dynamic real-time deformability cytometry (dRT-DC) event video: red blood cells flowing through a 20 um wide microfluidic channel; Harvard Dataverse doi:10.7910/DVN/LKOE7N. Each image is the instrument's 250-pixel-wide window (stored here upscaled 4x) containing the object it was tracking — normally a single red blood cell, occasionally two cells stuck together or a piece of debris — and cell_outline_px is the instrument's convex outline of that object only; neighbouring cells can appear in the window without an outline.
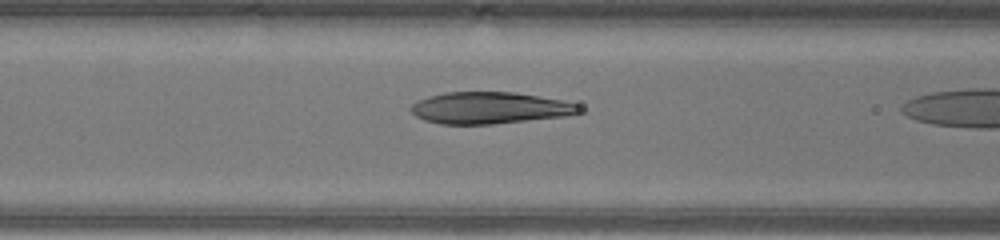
{"species": "human", "species_latin": "Homo sapiens", "temperature_condition": "warm", "stored_images_in_passage": 10, "camera_frame_rate_fps": 3000, "um_per_image_px": 0.085, "donor": {"sex": "male"}, "frame": {"image": 1, "passage_image": 6, "time_ms": 1.667, "image_size_px": [1000, 240], "cell_outline_px": [[584, 112], [568, 116], [492, 124], [440, 124], [424, 120], [416, 116], [408, 108], [416, 100], [428, 96], [444, 92], [516, 92], [564, 100], [580, 104], [584, 108]], "centroid_in_image_um": [41.68, 9.17], "position_along_channel_um": 124.9, "area_um2": 31.67}}
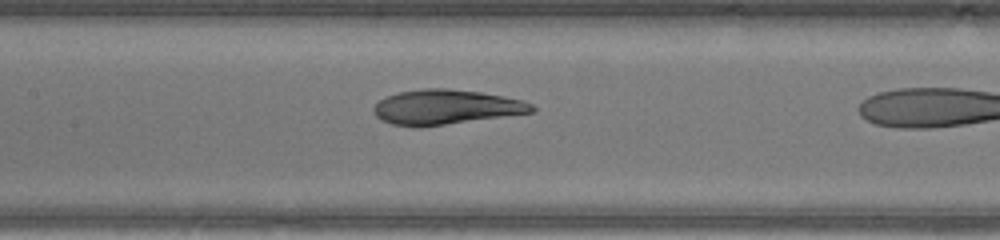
{"frame": {"image": 2, "passage_image": 9, "time_ms": 2.667, "image_size_px": [1000, 240], "cell_outline_px": [[536, 112], [420, 128], [416, 128], [392, 124], [376, 116], [372, 108], [380, 100], [396, 92], [424, 88], [448, 88], [480, 92], [504, 96], [524, 100], [532, 104], [536, 108]], "centroid_in_image_um": [37.93, 9.11], "position_along_channel_um": 169.5, "area_um2": 32.43}}